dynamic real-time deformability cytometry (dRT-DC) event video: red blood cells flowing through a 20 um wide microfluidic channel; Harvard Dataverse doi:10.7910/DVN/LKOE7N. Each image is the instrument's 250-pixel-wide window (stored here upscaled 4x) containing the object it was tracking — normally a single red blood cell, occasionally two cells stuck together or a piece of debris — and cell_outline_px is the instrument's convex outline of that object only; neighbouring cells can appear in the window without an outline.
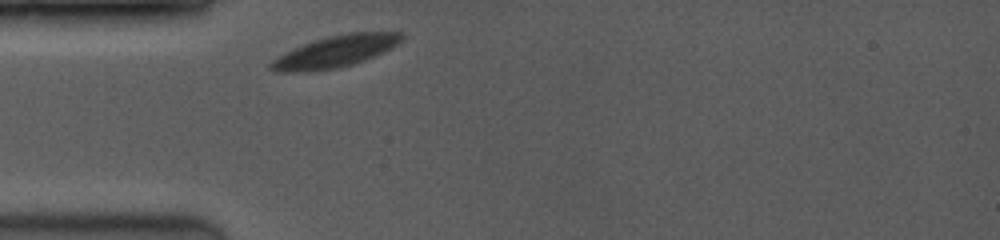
{"species": "common noctule bat (a hibernating species)", "species_latin": "Nyctalus noctula", "temperature_condition": "room temperature", "stored_images_in_passage": 1, "camera_frame_rate_fps": 3500, "um_per_image_px": 0.085, "animal": {"sex": "female", "body_mass_g": 19.0, "forearm_length_mm": 53.3}, "frame": {"image": 1, "passage_image": 1, "time_ms": 0.0, "image_size_px": [1000, 240], "cell_outline_px": [[404, 36], [392, 48], [364, 60], [352, 64], [336, 68], [308, 72], [280, 72], [268, 68], [268, 64], [272, 60], [304, 44], [328, 36], [348, 32], [404, 32]], "centroid_in_image_um": [28.52, 4.38], "position_along_channel_um": 56.5, "area_um2": 23.76}}